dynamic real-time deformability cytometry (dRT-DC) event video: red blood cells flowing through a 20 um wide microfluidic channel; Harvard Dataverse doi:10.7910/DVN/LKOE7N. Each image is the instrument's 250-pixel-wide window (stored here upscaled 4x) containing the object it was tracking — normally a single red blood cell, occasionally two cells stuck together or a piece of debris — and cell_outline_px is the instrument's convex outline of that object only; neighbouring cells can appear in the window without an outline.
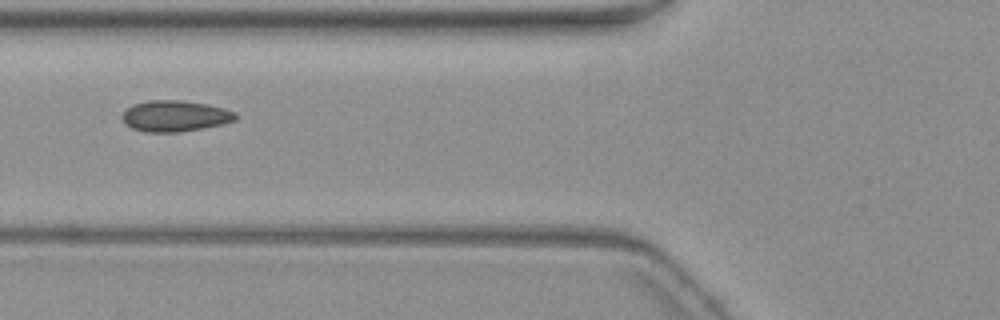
{"species": "common noctule bat (a hibernating species)", "species_latin": "Nyctalus noctula", "temperature_condition": "warm", "stored_images_in_passage": 6, "camera_frame_rate_fps": 3000, "um_per_image_px": 0.085, "animal": {"sex": "female", "body_mass_g": 19.3, "forearm_length_mm": 54.1}, "frame": {"image": 1, "passage_image": 2, "time_ms": 1.333, "image_size_px": [1000, 320], "cell_outline_px": [[240, 116], [236, 120], [224, 124], [180, 132], [144, 132], [132, 128], [124, 124], [120, 116], [132, 104], [148, 100], [180, 100], [208, 104], [224, 108], [236, 112]], "centroid_in_image_um": [14.89, 9.86], "position_along_channel_um": 110.9, "area_um2": 20.87}}
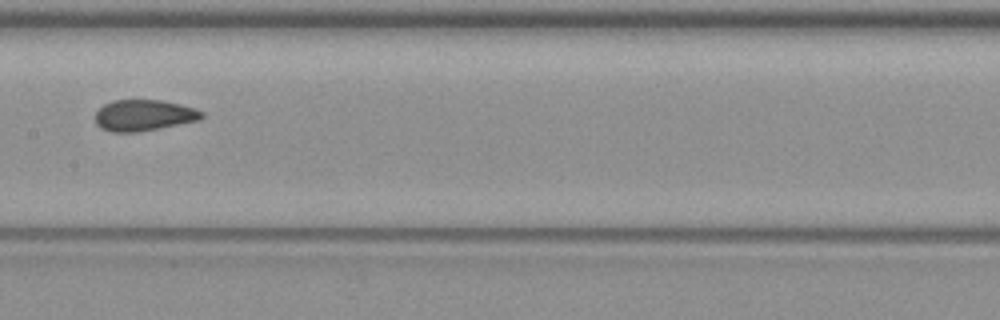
{"frame": {"image": 2, "passage_image": 4, "time_ms": 3.667, "image_size_px": [1000, 320], "cell_outline_px": [[204, 116], [200, 120], [136, 132], [112, 132], [100, 128], [96, 124], [96, 112], [104, 104], [112, 100], [164, 100], [196, 108], [204, 112]], "centroid_in_image_um": [12.24, 9.79], "position_along_channel_um": 195.2, "area_um2": 19.36}}
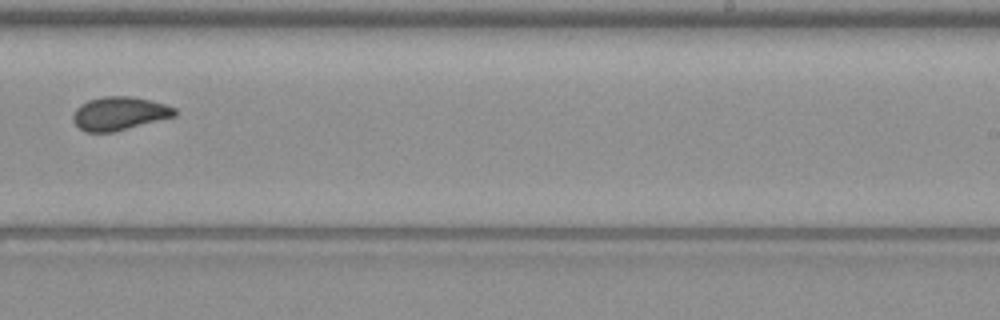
{"frame": {"image": 3, "passage_image": 6, "time_ms": 6.0, "image_size_px": [1000, 320], "cell_outline_px": [[176, 116], [112, 132], [84, 132], [72, 120], [72, 116], [76, 108], [80, 104], [88, 100], [104, 96], [132, 96], [164, 104], [176, 108]], "centroid_in_image_um": [10.12, 9.64], "position_along_channel_um": 278.9, "area_um2": 19.71}}